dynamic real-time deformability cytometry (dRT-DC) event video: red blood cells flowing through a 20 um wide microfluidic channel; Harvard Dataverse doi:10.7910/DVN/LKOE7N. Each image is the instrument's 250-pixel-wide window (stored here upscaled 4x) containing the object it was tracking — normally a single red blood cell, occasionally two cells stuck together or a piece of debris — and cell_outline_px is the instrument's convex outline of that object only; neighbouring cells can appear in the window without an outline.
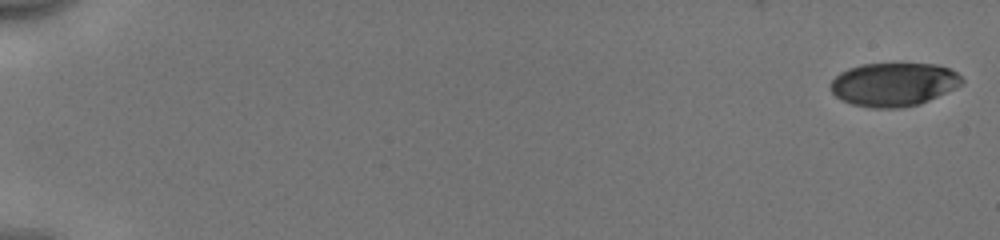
{"species": "human", "species_latin": "Homo sapiens", "temperature_condition": "cold", "stored_images_in_passage": 53, "camera_frame_rate_fps": 3000, "um_per_image_px": 0.085, "donor": {"sex": "male"}, "frame": {"image": 1, "passage_image": 1, "time_ms": 0.0, "image_size_px": [1000, 240], "cell_outline_px": [[964, 80], [960, 84], [920, 104], [900, 108], [872, 108], [852, 104], [840, 100], [832, 92], [832, 80], [840, 72], [848, 68], [860, 64], [936, 64], [948, 68], [956, 72]], "centroid_in_image_um": [75.92, 7.17], "position_along_channel_um": 9.1, "area_um2": 32.95}}
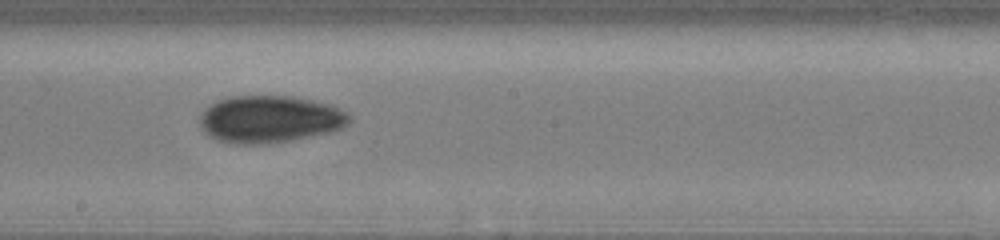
{"frame": {"image": 2, "passage_image": 32, "time_ms": 10.333, "image_size_px": [1000, 240], "cell_outline_px": [[352, 120], [348, 124], [332, 132], [292, 140], [264, 144], [236, 144], [216, 140], [204, 132], [200, 128], [200, 112], [204, 108], [220, 100], [232, 96], [292, 96], [312, 100], [328, 104], [348, 112], [352, 116]], "centroid_in_image_um": [22.93, 10.14], "position_along_channel_um": 225.3, "area_um2": 41.38}}
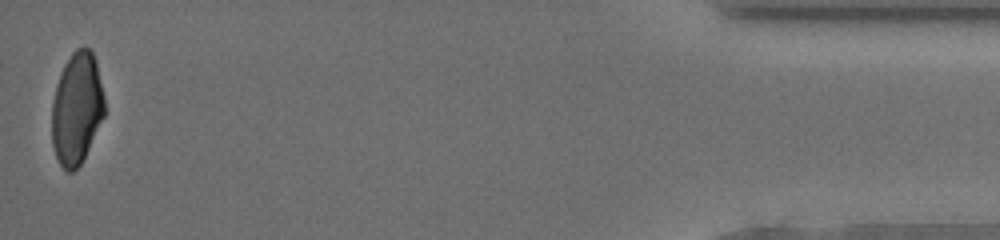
{"frame": {"image": 3, "passage_image": 53, "time_ms": 17.333, "image_size_px": [1000, 240], "cell_outline_px": [[104, 116], [80, 164], [72, 172], [68, 172], [60, 164], [56, 156], [52, 144], [52, 104], [56, 84], [60, 72], [64, 64], [72, 52], [76, 48], [88, 48], [92, 52], [96, 60], [104, 96]], "centroid_in_image_um": [6.51, 9.19], "position_along_channel_um": 428.7, "area_um2": 34.16}, "authors_computed_cell_mechanics": {"area_um2": 37.2232, "velocity_mm_per_s": 3.9841, "shape_relaxation_time_tau1_ms": null, "shape_relaxation_time_tau2_ms": 3.4714, "deformation_change_tau1": null, "deformation_change_tau2": 0.0748}}